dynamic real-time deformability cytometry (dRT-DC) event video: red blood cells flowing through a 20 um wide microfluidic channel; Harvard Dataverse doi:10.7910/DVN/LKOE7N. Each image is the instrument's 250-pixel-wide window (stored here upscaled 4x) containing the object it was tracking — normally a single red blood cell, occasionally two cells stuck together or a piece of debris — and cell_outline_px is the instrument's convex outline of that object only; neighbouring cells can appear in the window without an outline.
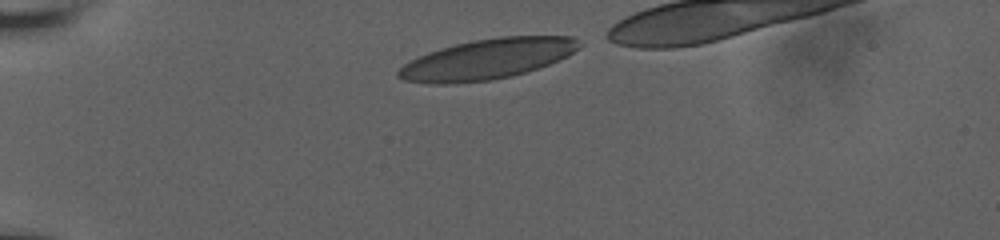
{"species": "human", "species_latin": "Homo sapiens", "temperature_condition": "room temperature", "stored_images_in_passage": 32, "camera_frame_rate_fps": 3000, "um_per_image_px": 0.085, "donor": {"sex": "male"}, "frame": {"image": 1, "passage_image": 1, "time_ms": 0.0, "image_size_px": [1000, 240], "cell_outline_px": [[580, 48], [568, 56], [548, 64], [512, 76], [492, 80], [448, 84], [432, 84], [404, 80], [396, 76], [396, 72], [404, 64], [428, 52], [440, 48], [472, 40], [500, 36], [572, 36], [580, 44]], "centroid_in_image_um": [41.4, 5.02], "position_along_channel_um": 43.6, "area_um2": 42.31}}
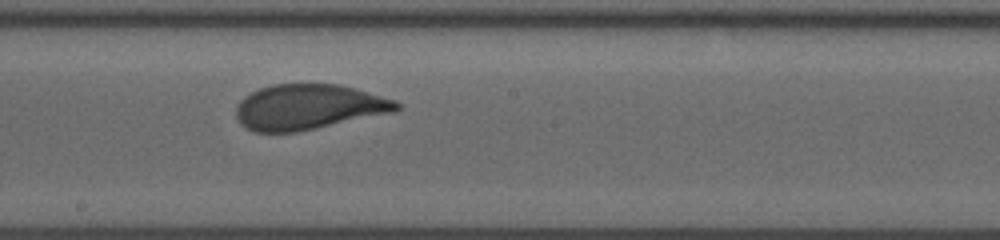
{"frame": {"image": 2, "passage_image": 20, "time_ms": 6.0, "image_size_px": [1000, 240], "cell_outline_px": [[400, 108], [396, 112], [296, 132], [256, 132], [244, 128], [240, 124], [236, 116], [236, 104], [244, 96], [260, 88], [272, 84], [340, 84], [356, 88], [396, 100], [400, 104]], "centroid_in_image_um": [26.22, 9.09], "position_along_channel_um": 222.0, "area_um2": 42.66}}
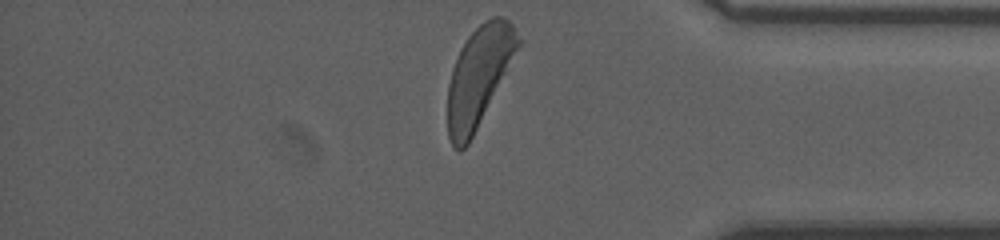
{"frame": {"image": 3, "passage_image": 32, "time_ms": 11.0, "image_size_px": [1000, 240], "cell_outline_px": [[520, 44], [468, 144], [460, 152], [452, 148], [448, 136], [448, 84], [452, 68], [460, 48], [468, 36], [484, 20], [492, 16], [504, 16], [512, 24], [520, 40]], "centroid_in_image_um": [40.66, 6.48], "position_along_channel_um": 394.5, "area_um2": 40.0}, "authors_computed_cell_mechanics": {"area_um2": 43.5523, "velocity_mm_per_s": 3.7563, "shape_relaxation_time_tau1_ms": 2.9629, "shape_relaxation_time_tau2_ms": null, "deformation_change_tau1": 0.1652, "deformation_change_tau2": null}}